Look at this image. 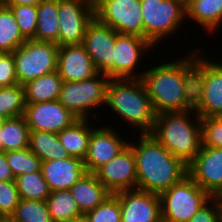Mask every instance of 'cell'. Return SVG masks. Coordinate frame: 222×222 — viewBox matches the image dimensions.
<instances>
[{
	"label": "cell",
	"mask_w": 222,
	"mask_h": 222,
	"mask_svg": "<svg viewBox=\"0 0 222 222\" xmlns=\"http://www.w3.org/2000/svg\"><path fill=\"white\" fill-rule=\"evenodd\" d=\"M6 52L0 50V59Z\"/></svg>",
	"instance_id": "cell-49"
},
{
	"label": "cell",
	"mask_w": 222,
	"mask_h": 222,
	"mask_svg": "<svg viewBox=\"0 0 222 222\" xmlns=\"http://www.w3.org/2000/svg\"><path fill=\"white\" fill-rule=\"evenodd\" d=\"M181 1L185 6H187L192 0H178Z\"/></svg>",
	"instance_id": "cell-47"
},
{
	"label": "cell",
	"mask_w": 222,
	"mask_h": 222,
	"mask_svg": "<svg viewBox=\"0 0 222 222\" xmlns=\"http://www.w3.org/2000/svg\"><path fill=\"white\" fill-rule=\"evenodd\" d=\"M7 7L13 13L22 35L26 39H32L35 36L38 23L37 6L12 5Z\"/></svg>",
	"instance_id": "cell-35"
},
{
	"label": "cell",
	"mask_w": 222,
	"mask_h": 222,
	"mask_svg": "<svg viewBox=\"0 0 222 222\" xmlns=\"http://www.w3.org/2000/svg\"><path fill=\"white\" fill-rule=\"evenodd\" d=\"M202 146L222 148V117L201 118Z\"/></svg>",
	"instance_id": "cell-37"
},
{
	"label": "cell",
	"mask_w": 222,
	"mask_h": 222,
	"mask_svg": "<svg viewBox=\"0 0 222 222\" xmlns=\"http://www.w3.org/2000/svg\"><path fill=\"white\" fill-rule=\"evenodd\" d=\"M87 222H121L119 199L111 194L103 203L84 214Z\"/></svg>",
	"instance_id": "cell-36"
},
{
	"label": "cell",
	"mask_w": 222,
	"mask_h": 222,
	"mask_svg": "<svg viewBox=\"0 0 222 222\" xmlns=\"http://www.w3.org/2000/svg\"><path fill=\"white\" fill-rule=\"evenodd\" d=\"M41 171L51 192L70 189L86 173L84 161L77 157L42 162Z\"/></svg>",
	"instance_id": "cell-20"
},
{
	"label": "cell",
	"mask_w": 222,
	"mask_h": 222,
	"mask_svg": "<svg viewBox=\"0 0 222 222\" xmlns=\"http://www.w3.org/2000/svg\"><path fill=\"white\" fill-rule=\"evenodd\" d=\"M188 175L211 197L222 195V148L201 146Z\"/></svg>",
	"instance_id": "cell-12"
},
{
	"label": "cell",
	"mask_w": 222,
	"mask_h": 222,
	"mask_svg": "<svg viewBox=\"0 0 222 222\" xmlns=\"http://www.w3.org/2000/svg\"><path fill=\"white\" fill-rule=\"evenodd\" d=\"M13 53H5L0 59V87L17 85Z\"/></svg>",
	"instance_id": "cell-39"
},
{
	"label": "cell",
	"mask_w": 222,
	"mask_h": 222,
	"mask_svg": "<svg viewBox=\"0 0 222 222\" xmlns=\"http://www.w3.org/2000/svg\"><path fill=\"white\" fill-rule=\"evenodd\" d=\"M28 149L42 162L70 157L61 144L58 134L47 131H30Z\"/></svg>",
	"instance_id": "cell-27"
},
{
	"label": "cell",
	"mask_w": 222,
	"mask_h": 222,
	"mask_svg": "<svg viewBox=\"0 0 222 222\" xmlns=\"http://www.w3.org/2000/svg\"><path fill=\"white\" fill-rule=\"evenodd\" d=\"M0 181H15V176L8 165L5 152L0 151Z\"/></svg>",
	"instance_id": "cell-41"
},
{
	"label": "cell",
	"mask_w": 222,
	"mask_h": 222,
	"mask_svg": "<svg viewBox=\"0 0 222 222\" xmlns=\"http://www.w3.org/2000/svg\"><path fill=\"white\" fill-rule=\"evenodd\" d=\"M143 38L153 47L177 32L186 17V6L178 0H140ZM159 43V44H158Z\"/></svg>",
	"instance_id": "cell-6"
},
{
	"label": "cell",
	"mask_w": 222,
	"mask_h": 222,
	"mask_svg": "<svg viewBox=\"0 0 222 222\" xmlns=\"http://www.w3.org/2000/svg\"><path fill=\"white\" fill-rule=\"evenodd\" d=\"M58 46L83 44L88 24L95 17L94 0H58Z\"/></svg>",
	"instance_id": "cell-10"
},
{
	"label": "cell",
	"mask_w": 222,
	"mask_h": 222,
	"mask_svg": "<svg viewBox=\"0 0 222 222\" xmlns=\"http://www.w3.org/2000/svg\"><path fill=\"white\" fill-rule=\"evenodd\" d=\"M62 84L63 80L57 70L29 81L23 85L25 101L26 103L56 101L59 98Z\"/></svg>",
	"instance_id": "cell-25"
},
{
	"label": "cell",
	"mask_w": 222,
	"mask_h": 222,
	"mask_svg": "<svg viewBox=\"0 0 222 222\" xmlns=\"http://www.w3.org/2000/svg\"><path fill=\"white\" fill-rule=\"evenodd\" d=\"M159 198L162 222H189L212 197L187 175Z\"/></svg>",
	"instance_id": "cell-7"
},
{
	"label": "cell",
	"mask_w": 222,
	"mask_h": 222,
	"mask_svg": "<svg viewBox=\"0 0 222 222\" xmlns=\"http://www.w3.org/2000/svg\"><path fill=\"white\" fill-rule=\"evenodd\" d=\"M4 120H5V118L2 115H0V127L2 126Z\"/></svg>",
	"instance_id": "cell-48"
},
{
	"label": "cell",
	"mask_w": 222,
	"mask_h": 222,
	"mask_svg": "<svg viewBox=\"0 0 222 222\" xmlns=\"http://www.w3.org/2000/svg\"><path fill=\"white\" fill-rule=\"evenodd\" d=\"M160 63L142 72V81L156 115L192 110L185 102L182 84V59Z\"/></svg>",
	"instance_id": "cell-4"
},
{
	"label": "cell",
	"mask_w": 222,
	"mask_h": 222,
	"mask_svg": "<svg viewBox=\"0 0 222 222\" xmlns=\"http://www.w3.org/2000/svg\"><path fill=\"white\" fill-rule=\"evenodd\" d=\"M12 217L16 222H53L46 201L20 199Z\"/></svg>",
	"instance_id": "cell-34"
},
{
	"label": "cell",
	"mask_w": 222,
	"mask_h": 222,
	"mask_svg": "<svg viewBox=\"0 0 222 222\" xmlns=\"http://www.w3.org/2000/svg\"><path fill=\"white\" fill-rule=\"evenodd\" d=\"M15 178L26 173L41 171L42 160L28 148L5 152Z\"/></svg>",
	"instance_id": "cell-33"
},
{
	"label": "cell",
	"mask_w": 222,
	"mask_h": 222,
	"mask_svg": "<svg viewBox=\"0 0 222 222\" xmlns=\"http://www.w3.org/2000/svg\"><path fill=\"white\" fill-rule=\"evenodd\" d=\"M115 48L113 79L141 78L142 73L137 75L136 68L143 60L144 52L154 47L145 38L117 32Z\"/></svg>",
	"instance_id": "cell-14"
},
{
	"label": "cell",
	"mask_w": 222,
	"mask_h": 222,
	"mask_svg": "<svg viewBox=\"0 0 222 222\" xmlns=\"http://www.w3.org/2000/svg\"><path fill=\"white\" fill-rule=\"evenodd\" d=\"M0 222H16L12 216H0Z\"/></svg>",
	"instance_id": "cell-43"
},
{
	"label": "cell",
	"mask_w": 222,
	"mask_h": 222,
	"mask_svg": "<svg viewBox=\"0 0 222 222\" xmlns=\"http://www.w3.org/2000/svg\"><path fill=\"white\" fill-rule=\"evenodd\" d=\"M23 116L30 131H47L56 134L78 120L58 100L26 103Z\"/></svg>",
	"instance_id": "cell-15"
},
{
	"label": "cell",
	"mask_w": 222,
	"mask_h": 222,
	"mask_svg": "<svg viewBox=\"0 0 222 222\" xmlns=\"http://www.w3.org/2000/svg\"><path fill=\"white\" fill-rule=\"evenodd\" d=\"M58 48L56 43L27 39L13 52L18 84L56 71Z\"/></svg>",
	"instance_id": "cell-8"
},
{
	"label": "cell",
	"mask_w": 222,
	"mask_h": 222,
	"mask_svg": "<svg viewBox=\"0 0 222 222\" xmlns=\"http://www.w3.org/2000/svg\"><path fill=\"white\" fill-rule=\"evenodd\" d=\"M117 31L96 17L88 24L83 45L96 70L113 79L114 50Z\"/></svg>",
	"instance_id": "cell-11"
},
{
	"label": "cell",
	"mask_w": 222,
	"mask_h": 222,
	"mask_svg": "<svg viewBox=\"0 0 222 222\" xmlns=\"http://www.w3.org/2000/svg\"><path fill=\"white\" fill-rule=\"evenodd\" d=\"M46 203L53 222H66L83 216L69 189L50 192Z\"/></svg>",
	"instance_id": "cell-29"
},
{
	"label": "cell",
	"mask_w": 222,
	"mask_h": 222,
	"mask_svg": "<svg viewBox=\"0 0 222 222\" xmlns=\"http://www.w3.org/2000/svg\"><path fill=\"white\" fill-rule=\"evenodd\" d=\"M38 23L35 36L37 41L52 42L58 45V33L60 29L58 0H43L37 6Z\"/></svg>",
	"instance_id": "cell-26"
},
{
	"label": "cell",
	"mask_w": 222,
	"mask_h": 222,
	"mask_svg": "<svg viewBox=\"0 0 222 222\" xmlns=\"http://www.w3.org/2000/svg\"><path fill=\"white\" fill-rule=\"evenodd\" d=\"M121 206V222H162L158 194L138 189L114 194Z\"/></svg>",
	"instance_id": "cell-17"
},
{
	"label": "cell",
	"mask_w": 222,
	"mask_h": 222,
	"mask_svg": "<svg viewBox=\"0 0 222 222\" xmlns=\"http://www.w3.org/2000/svg\"><path fill=\"white\" fill-rule=\"evenodd\" d=\"M89 119H78L72 125L58 133L59 140L70 157L84 160L87 152L93 125Z\"/></svg>",
	"instance_id": "cell-23"
},
{
	"label": "cell",
	"mask_w": 222,
	"mask_h": 222,
	"mask_svg": "<svg viewBox=\"0 0 222 222\" xmlns=\"http://www.w3.org/2000/svg\"><path fill=\"white\" fill-rule=\"evenodd\" d=\"M217 198H218V202H219V205H220L221 222H222V195L217 196Z\"/></svg>",
	"instance_id": "cell-45"
},
{
	"label": "cell",
	"mask_w": 222,
	"mask_h": 222,
	"mask_svg": "<svg viewBox=\"0 0 222 222\" xmlns=\"http://www.w3.org/2000/svg\"><path fill=\"white\" fill-rule=\"evenodd\" d=\"M0 151H2V129L0 127Z\"/></svg>",
	"instance_id": "cell-46"
},
{
	"label": "cell",
	"mask_w": 222,
	"mask_h": 222,
	"mask_svg": "<svg viewBox=\"0 0 222 222\" xmlns=\"http://www.w3.org/2000/svg\"><path fill=\"white\" fill-rule=\"evenodd\" d=\"M43 0H0L5 6L12 5H35L38 6Z\"/></svg>",
	"instance_id": "cell-42"
},
{
	"label": "cell",
	"mask_w": 222,
	"mask_h": 222,
	"mask_svg": "<svg viewBox=\"0 0 222 222\" xmlns=\"http://www.w3.org/2000/svg\"><path fill=\"white\" fill-rule=\"evenodd\" d=\"M1 129L3 152L28 148L30 130L24 116L6 118Z\"/></svg>",
	"instance_id": "cell-28"
},
{
	"label": "cell",
	"mask_w": 222,
	"mask_h": 222,
	"mask_svg": "<svg viewBox=\"0 0 222 222\" xmlns=\"http://www.w3.org/2000/svg\"><path fill=\"white\" fill-rule=\"evenodd\" d=\"M150 134L188 165L202 146L201 118L194 110L163 112L156 115Z\"/></svg>",
	"instance_id": "cell-2"
},
{
	"label": "cell",
	"mask_w": 222,
	"mask_h": 222,
	"mask_svg": "<svg viewBox=\"0 0 222 222\" xmlns=\"http://www.w3.org/2000/svg\"><path fill=\"white\" fill-rule=\"evenodd\" d=\"M26 108L23 85L0 87V115L5 119L23 116Z\"/></svg>",
	"instance_id": "cell-32"
},
{
	"label": "cell",
	"mask_w": 222,
	"mask_h": 222,
	"mask_svg": "<svg viewBox=\"0 0 222 222\" xmlns=\"http://www.w3.org/2000/svg\"><path fill=\"white\" fill-rule=\"evenodd\" d=\"M109 81L108 76L98 72L86 80L63 82L58 101L78 119L98 120L99 114L91 111L106 105Z\"/></svg>",
	"instance_id": "cell-5"
},
{
	"label": "cell",
	"mask_w": 222,
	"mask_h": 222,
	"mask_svg": "<svg viewBox=\"0 0 222 222\" xmlns=\"http://www.w3.org/2000/svg\"><path fill=\"white\" fill-rule=\"evenodd\" d=\"M105 106L140 134L152 132L156 114L141 78L110 79Z\"/></svg>",
	"instance_id": "cell-3"
},
{
	"label": "cell",
	"mask_w": 222,
	"mask_h": 222,
	"mask_svg": "<svg viewBox=\"0 0 222 222\" xmlns=\"http://www.w3.org/2000/svg\"><path fill=\"white\" fill-rule=\"evenodd\" d=\"M15 182L20 199L46 201L51 192L42 171L19 175Z\"/></svg>",
	"instance_id": "cell-31"
},
{
	"label": "cell",
	"mask_w": 222,
	"mask_h": 222,
	"mask_svg": "<svg viewBox=\"0 0 222 222\" xmlns=\"http://www.w3.org/2000/svg\"><path fill=\"white\" fill-rule=\"evenodd\" d=\"M95 17L122 34L143 38L140 0H94Z\"/></svg>",
	"instance_id": "cell-9"
},
{
	"label": "cell",
	"mask_w": 222,
	"mask_h": 222,
	"mask_svg": "<svg viewBox=\"0 0 222 222\" xmlns=\"http://www.w3.org/2000/svg\"><path fill=\"white\" fill-rule=\"evenodd\" d=\"M66 222H87V220L85 219L84 215L79 217V218H76V219H72V220H68Z\"/></svg>",
	"instance_id": "cell-44"
},
{
	"label": "cell",
	"mask_w": 222,
	"mask_h": 222,
	"mask_svg": "<svg viewBox=\"0 0 222 222\" xmlns=\"http://www.w3.org/2000/svg\"><path fill=\"white\" fill-rule=\"evenodd\" d=\"M186 21L200 24L206 32H214L222 25V0H192L186 6Z\"/></svg>",
	"instance_id": "cell-24"
},
{
	"label": "cell",
	"mask_w": 222,
	"mask_h": 222,
	"mask_svg": "<svg viewBox=\"0 0 222 222\" xmlns=\"http://www.w3.org/2000/svg\"><path fill=\"white\" fill-rule=\"evenodd\" d=\"M116 130L106 125L91 131L88 152L83 160L86 172L95 173L128 146L125 136L121 138Z\"/></svg>",
	"instance_id": "cell-16"
},
{
	"label": "cell",
	"mask_w": 222,
	"mask_h": 222,
	"mask_svg": "<svg viewBox=\"0 0 222 222\" xmlns=\"http://www.w3.org/2000/svg\"><path fill=\"white\" fill-rule=\"evenodd\" d=\"M95 175L112 193L137 188V168L132 148L128 145L116 157L101 166Z\"/></svg>",
	"instance_id": "cell-13"
},
{
	"label": "cell",
	"mask_w": 222,
	"mask_h": 222,
	"mask_svg": "<svg viewBox=\"0 0 222 222\" xmlns=\"http://www.w3.org/2000/svg\"><path fill=\"white\" fill-rule=\"evenodd\" d=\"M193 50L191 54L188 53L189 55L182 58V84L185 102L195 110L204 97L206 58L201 55L200 49Z\"/></svg>",
	"instance_id": "cell-19"
},
{
	"label": "cell",
	"mask_w": 222,
	"mask_h": 222,
	"mask_svg": "<svg viewBox=\"0 0 222 222\" xmlns=\"http://www.w3.org/2000/svg\"><path fill=\"white\" fill-rule=\"evenodd\" d=\"M79 211L84 215L103 203L112 193L97 179L95 173L86 172L69 189Z\"/></svg>",
	"instance_id": "cell-22"
},
{
	"label": "cell",
	"mask_w": 222,
	"mask_h": 222,
	"mask_svg": "<svg viewBox=\"0 0 222 222\" xmlns=\"http://www.w3.org/2000/svg\"><path fill=\"white\" fill-rule=\"evenodd\" d=\"M200 118L222 117V63L206 57L204 97L194 110Z\"/></svg>",
	"instance_id": "cell-21"
},
{
	"label": "cell",
	"mask_w": 222,
	"mask_h": 222,
	"mask_svg": "<svg viewBox=\"0 0 222 222\" xmlns=\"http://www.w3.org/2000/svg\"><path fill=\"white\" fill-rule=\"evenodd\" d=\"M129 142L137 168L138 190L161 194L188 175V165L170 153L151 134Z\"/></svg>",
	"instance_id": "cell-1"
},
{
	"label": "cell",
	"mask_w": 222,
	"mask_h": 222,
	"mask_svg": "<svg viewBox=\"0 0 222 222\" xmlns=\"http://www.w3.org/2000/svg\"><path fill=\"white\" fill-rule=\"evenodd\" d=\"M20 202L15 181H0V216H12Z\"/></svg>",
	"instance_id": "cell-38"
},
{
	"label": "cell",
	"mask_w": 222,
	"mask_h": 222,
	"mask_svg": "<svg viewBox=\"0 0 222 222\" xmlns=\"http://www.w3.org/2000/svg\"><path fill=\"white\" fill-rule=\"evenodd\" d=\"M26 40L10 8L0 2V50L13 53Z\"/></svg>",
	"instance_id": "cell-30"
},
{
	"label": "cell",
	"mask_w": 222,
	"mask_h": 222,
	"mask_svg": "<svg viewBox=\"0 0 222 222\" xmlns=\"http://www.w3.org/2000/svg\"><path fill=\"white\" fill-rule=\"evenodd\" d=\"M189 222H221L218 198L212 197L199 209Z\"/></svg>",
	"instance_id": "cell-40"
},
{
	"label": "cell",
	"mask_w": 222,
	"mask_h": 222,
	"mask_svg": "<svg viewBox=\"0 0 222 222\" xmlns=\"http://www.w3.org/2000/svg\"><path fill=\"white\" fill-rule=\"evenodd\" d=\"M57 72L63 82L86 80L98 73L83 44L59 46Z\"/></svg>",
	"instance_id": "cell-18"
}]
</instances>
